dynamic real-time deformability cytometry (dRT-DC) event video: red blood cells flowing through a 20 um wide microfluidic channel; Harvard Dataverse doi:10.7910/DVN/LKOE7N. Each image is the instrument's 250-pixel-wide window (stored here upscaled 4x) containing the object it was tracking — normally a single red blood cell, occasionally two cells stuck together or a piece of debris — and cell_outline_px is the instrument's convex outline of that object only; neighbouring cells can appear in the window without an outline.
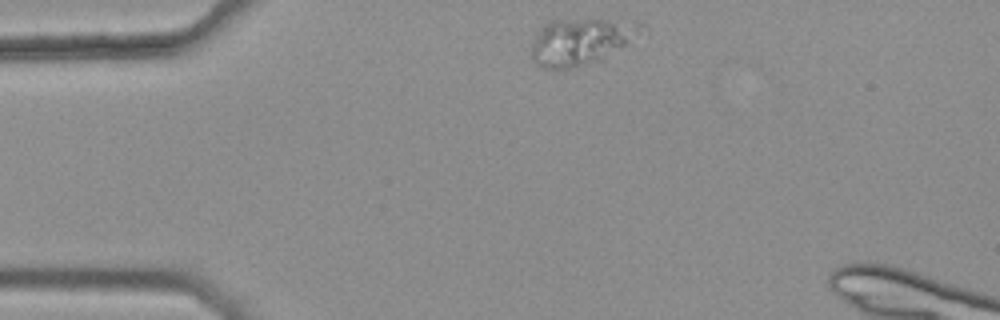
{"species": "common noctule bat (a hibernating species)", "species_latin": "Nyctalus noctula", "temperature_condition": "warm", "stored_images_in_passage": 7, "camera_frame_rate_fps": 3000, "um_per_image_px": 0.085, "animal": {"sex": "female", "body_mass_g": 25.1}, "frame": {"image": 1, "passage_image": 1, "time_ms": 0.0, "image_size_px": [1000, 320], "cell_outline_px": [[648, 36], [604, 60], [572, 68], [544, 68], [536, 64], [532, 60], [532, 44], [536, 36], [544, 24], [548, 20], [604, 20], [644, 24], [648, 28]], "centroid_in_image_um": [49.56, 3.54], "position_along_channel_um": 35.4, "area_um2": 30.69}}